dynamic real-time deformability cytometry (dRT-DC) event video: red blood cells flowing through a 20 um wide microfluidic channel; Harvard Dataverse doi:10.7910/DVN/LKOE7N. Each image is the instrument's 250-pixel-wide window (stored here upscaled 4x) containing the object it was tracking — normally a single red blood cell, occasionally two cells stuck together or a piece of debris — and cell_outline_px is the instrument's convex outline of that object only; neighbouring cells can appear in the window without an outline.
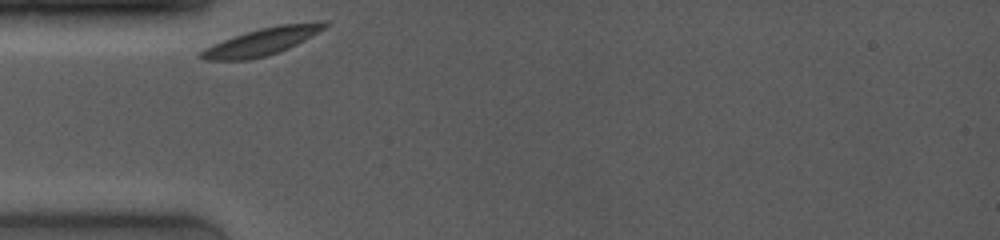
{"species": "common noctule bat (a hibernating species)", "species_latin": "Nyctalus noctula", "temperature_condition": "room temperature", "stored_images_in_passage": 33, "camera_frame_rate_fps": 4000, "um_per_image_px": 0.085, "animal": {"sex": "female", "body_mass_g": 19.0, "forearm_length_mm": 53.3}, "frame": {"image": 1, "passage_image": 1, "time_ms": 0.0, "image_size_px": [1000, 240], "cell_outline_px": [[328, 24], [324, 28], [304, 40], [288, 48], [264, 56], [248, 60], [204, 60], [196, 56], [204, 48], [212, 44], [260, 28], [280, 24], [320, 20], [328, 20]], "centroid_in_image_um": [22.27, 3.52], "position_along_channel_um": 62.7, "area_um2": 19.48}}
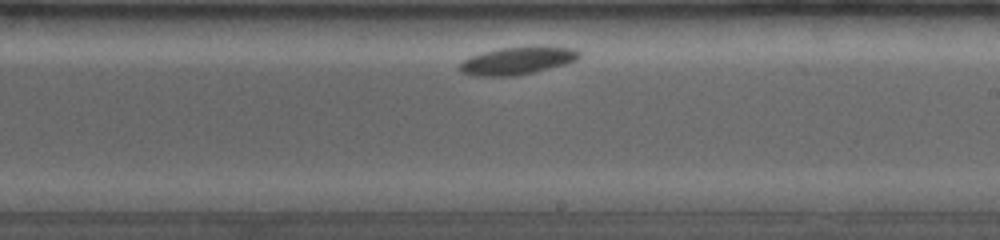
{"frame": {"image": 2, "passage_image": 19, "time_ms": 5.25, "image_size_px": [1000, 240], "cell_outline_px": [[580, 56], [576, 60], [568, 64], [516, 76], [472, 76], [460, 72], [460, 64], [464, 60], [472, 56], [484, 52], [500, 48], [572, 48], [580, 52]], "centroid_in_image_um": [43.95, 5.2], "position_along_channel_um": 245.1, "area_um2": 18.67}}
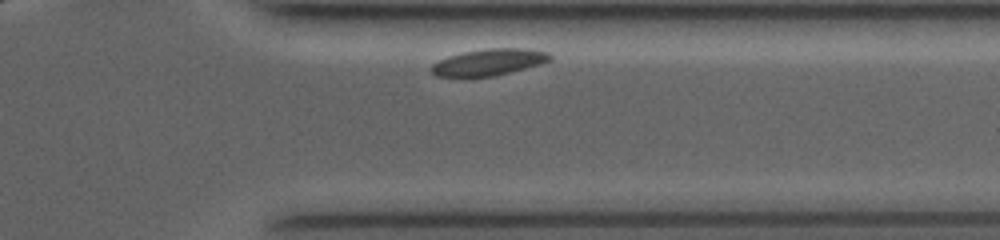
{"frame": {"image": 3, "passage_image": 31, "time_ms": 8.75, "image_size_px": [1000, 240], "cell_outline_px": [[552, 60], [540, 64], [492, 76], [468, 80], [464, 80], [436, 76], [428, 68], [436, 60], [448, 56], [464, 52], [488, 48], [528, 48], [548, 52], [552, 56]], "centroid_in_image_um": [41.44, 5.32], "position_along_channel_um": 370.0, "area_um2": 19.13}}